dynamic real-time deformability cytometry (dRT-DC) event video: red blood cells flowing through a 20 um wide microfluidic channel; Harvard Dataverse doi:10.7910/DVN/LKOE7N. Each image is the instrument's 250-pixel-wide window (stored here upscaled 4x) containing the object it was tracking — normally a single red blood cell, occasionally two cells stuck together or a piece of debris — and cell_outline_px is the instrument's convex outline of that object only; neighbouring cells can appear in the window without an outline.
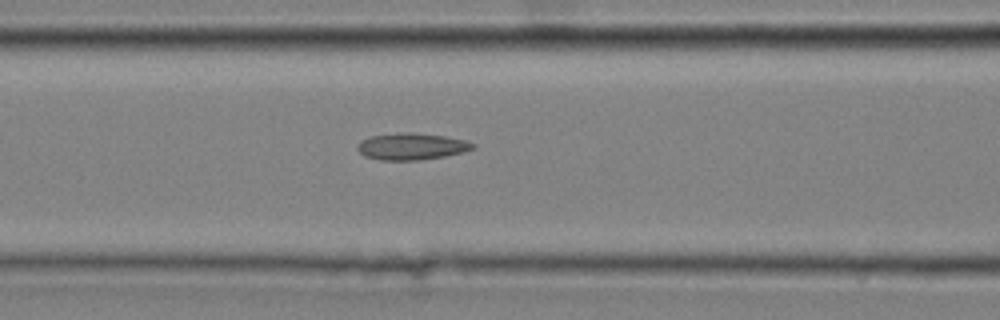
{"species": "common noctule bat (a hibernating species)", "species_latin": "Nyctalus noctula", "temperature_condition": "cold", "stored_images_in_passage": 22, "camera_frame_rate_fps": 3000, "um_per_image_px": 0.085, "animal": {"sex": "male", "body_mass_g": 20.4}, "frame": {"image": 1, "passage_image": 22, "time_ms": 7.0, "image_size_px": [1000, 320], "cell_outline_px": [[476, 148], [444, 156], [416, 160], [380, 160], [364, 156], [356, 148], [360, 140], [372, 136], [400, 132], [412, 132], [444, 136], [464, 140], [476, 144]], "centroid_in_image_um": [34.95, 12.44], "position_along_channel_um": 131.6, "area_um2": 17.86}}